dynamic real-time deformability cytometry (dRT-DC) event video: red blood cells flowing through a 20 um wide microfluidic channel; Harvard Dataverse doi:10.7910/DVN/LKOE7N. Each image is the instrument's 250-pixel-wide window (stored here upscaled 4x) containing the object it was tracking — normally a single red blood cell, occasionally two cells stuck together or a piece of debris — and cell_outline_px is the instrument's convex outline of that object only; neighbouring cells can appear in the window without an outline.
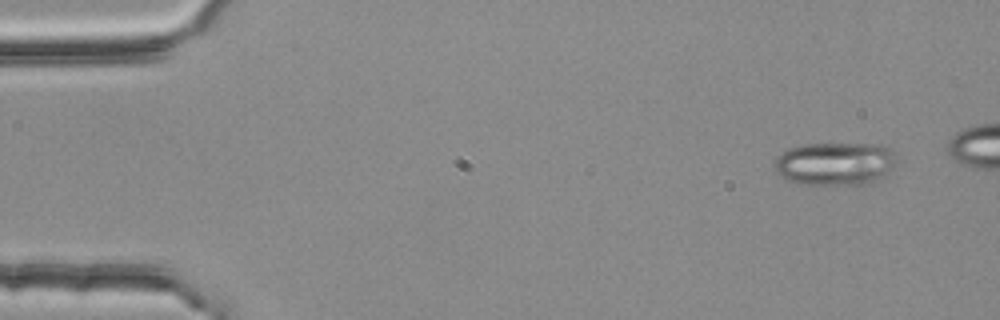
{"species": "common noctule bat (a hibernating species)", "species_latin": "Nyctalus noctula", "temperature_condition": "room temperature", "stored_images_in_passage": 3, "camera_frame_rate_fps": 3000, "um_per_image_px": 0.085, "animal": {"sex": "female", "body_mass_g": 25.1}, "frame": {"image": 1, "passage_image": 1, "time_ms": 0.0, "image_size_px": [1000, 320], "cell_outline_px": [[896, 160], [892, 168], [880, 180], [868, 184], [800, 184], [788, 180], [780, 176], [776, 172], [776, 156], [788, 148], [804, 144], [884, 144], [892, 148], [896, 152]], "centroid_in_image_um": [71.03, 13.9], "position_along_channel_um": 14.0, "area_um2": 31.04}}